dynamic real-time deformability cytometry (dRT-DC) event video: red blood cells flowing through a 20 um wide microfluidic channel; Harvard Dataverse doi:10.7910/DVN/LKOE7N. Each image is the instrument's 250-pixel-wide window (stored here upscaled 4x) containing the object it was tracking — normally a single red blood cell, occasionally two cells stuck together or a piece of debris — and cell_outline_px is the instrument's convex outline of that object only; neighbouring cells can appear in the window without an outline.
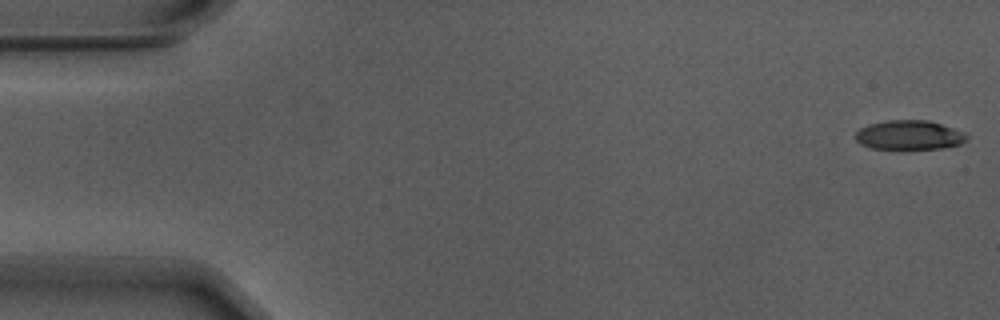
{"species": "Egyptian fruit bat (a non-hibernating species)", "species_latin": "Rousettus aegyptiacus", "temperature_condition": "warm", "stored_images_in_passage": 11, "camera_frame_rate_fps": 3000, "um_per_image_px": 0.085, "animal": {"sex": "male"}, "frame": {"image": 1, "passage_image": 1, "time_ms": 0.0, "image_size_px": [1000, 320], "cell_outline_px": [[968, 136], [960, 144], [940, 148], [904, 152], [900, 152], [872, 148], [860, 144], [856, 140], [856, 132], [860, 128], [868, 124], [888, 120], [928, 120], [964, 132]], "centroid_in_image_um": [77.23, 11.53], "position_along_channel_um": 7.8, "area_um2": 19.71}}